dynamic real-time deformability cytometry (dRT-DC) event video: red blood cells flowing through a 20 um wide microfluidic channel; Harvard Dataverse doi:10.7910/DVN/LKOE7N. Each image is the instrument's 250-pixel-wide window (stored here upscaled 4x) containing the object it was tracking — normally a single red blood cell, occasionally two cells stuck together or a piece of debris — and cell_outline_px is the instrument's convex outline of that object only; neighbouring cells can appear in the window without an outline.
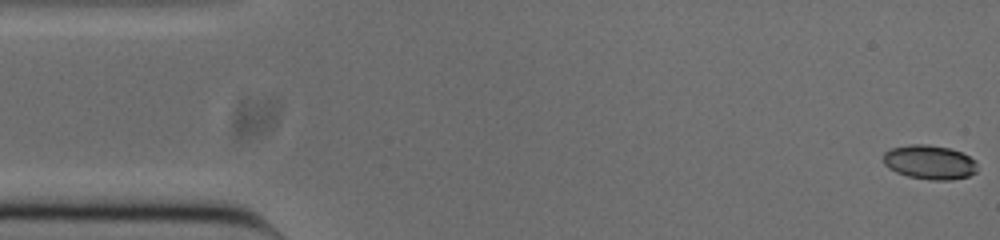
{"species": "common noctule bat (a hibernating species)", "species_latin": "Nyctalus noctula", "temperature_condition": "cold", "stored_images_in_passage": 52, "camera_frame_rate_fps": 3000, "um_per_image_px": 0.085, "animal": {"sex": "male", "body_mass_g": 20.0, "forearm_length_mm": 53.3}, "frame": {"image": 1, "passage_image": 1, "time_ms": 0.0, "image_size_px": [1000, 240], "cell_outline_px": [[976, 172], [968, 176], [948, 180], [932, 180], [908, 176], [896, 172], [888, 168], [884, 164], [884, 152], [892, 148], [912, 144], [928, 144], [948, 148], [960, 152], [976, 160]], "centroid_in_image_um": [79.0, 13.79], "position_along_channel_um": 6.0, "area_um2": 18.61}}
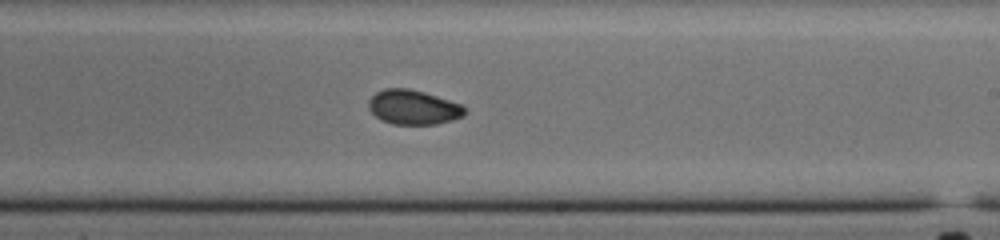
{"frame": {"image": 2, "passage_image": 30, "time_ms": 9.667, "image_size_px": [1000, 240], "cell_outline_px": [[468, 112], [464, 116], [452, 120], [436, 124], [392, 124], [380, 120], [368, 108], [368, 100], [376, 92], [384, 88], [408, 88], [424, 92], [460, 104]], "centroid_in_image_um": [35.11, 9.12], "position_along_channel_um": 253.9, "area_um2": 19.36}}
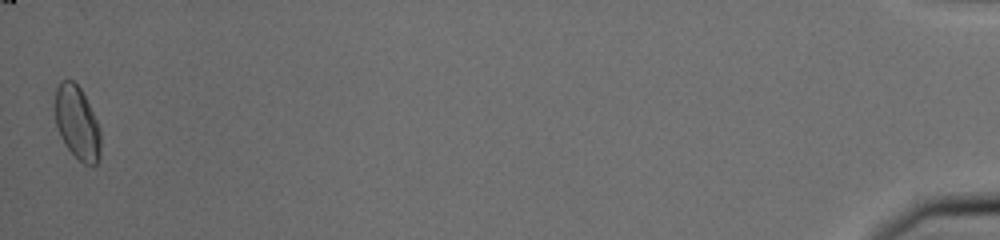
{"frame": {"image": 3, "passage_image": 52, "time_ms": 17.0, "image_size_px": [1000, 240], "cell_outline_px": [[100, 160], [96, 164], [84, 164], [64, 144], [60, 136], [56, 124], [52, 104], [56, 88], [60, 80], [72, 80], [80, 88], [100, 128]], "centroid_in_image_um": [6.51, 10.41], "position_along_channel_um": 428.7, "area_um2": 19.65}, "authors_computed_cell_mechanics": {"area_um2": 19.2474, "velocity_mm_per_s": 3.8431, "shape_relaxation_time_tau1_ms": null, "shape_relaxation_time_tau2_ms": 1.9749, "deformation_change_tau1": null, "deformation_change_tau2": 0.046}}